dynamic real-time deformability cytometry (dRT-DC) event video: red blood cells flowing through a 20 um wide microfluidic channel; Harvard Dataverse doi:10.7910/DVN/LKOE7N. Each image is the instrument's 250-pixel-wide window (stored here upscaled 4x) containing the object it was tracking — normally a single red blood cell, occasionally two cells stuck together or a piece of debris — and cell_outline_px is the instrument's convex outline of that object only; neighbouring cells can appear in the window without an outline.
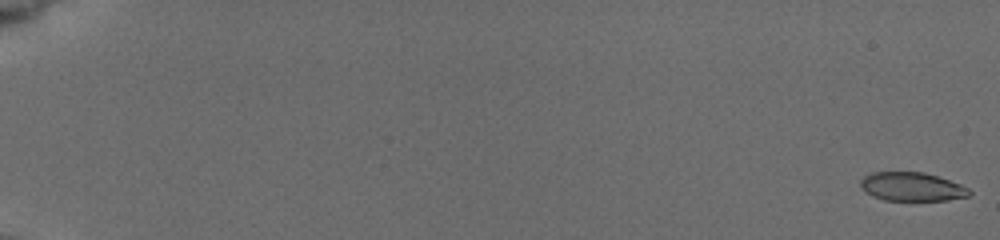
{"species": "common noctule bat (a hibernating species)", "species_latin": "Nyctalus noctula", "temperature_condition": "cold", "stored_images_in_passage": 38, "camera_frame_rate_fps": 3000, "um_per_image_px": 0.085, "animal": {"sex": "female", "body_mass_g": 19.5, "forearm_length_mm": 54.1}, "frame": {"image": 1, "passage_image": 1, "time_ms": 0.0, "image_size_px": [1000, 240], "cell_outline_px": [[972, 192], [968, 196], [948, 200], [884, 200], [872, 196], [860, 184], [860, 180], [864, 176], [872, 172], [924, 172], [960, 184], [968, 188]], "centroid_in_image_um": [77.51, 15.87], "position_along_channel_um": 7.5, "area_um2": 17.98}}
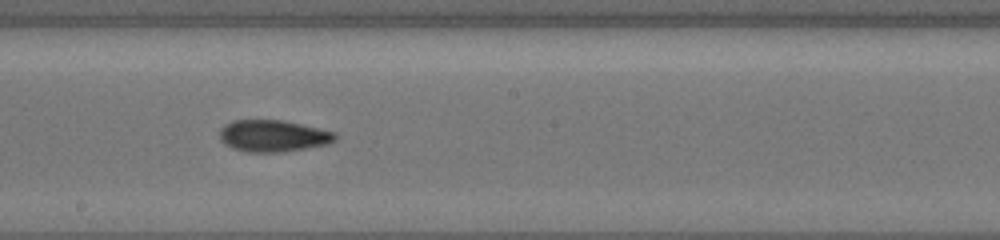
{"frame": {"image": 2, "passage_image": 22, "time_ms": 11.0, "image_size_px": [1000, 240], "cell_outline_px": [[336, 140], [328, 144], [284, 152], [244, 152], [232, 148], [224, 144], [220, 140], [220, 128], [224, 124], [232, 120], [284, 120], [336, 132]], "centroid_in_image_um": [23.19, 11.55], "position_along_channel_um": 225.0, "area_um2": 21.62}}
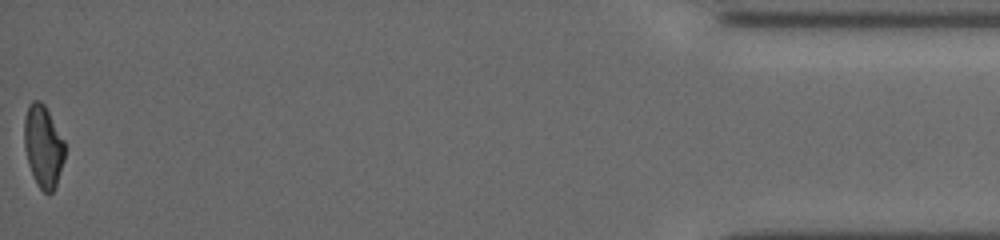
{"frame": {"image": 3, "passage_image": 38, "time_ms": 18.333, "image_size_px": [1000, 240], "cell_outline_px": [[64, 160], [56, 184], [52, 192], [48, 196], [36, 184], [28, 164], [24, 148], [24, 116], [28, 104], [32, 100], [40, 100], [44, 104], [64, 140]], "centroid_in_image_um": [3.65, 12.43], "position_along_channel_um": 431.6, "area_um2": 19.54}, "authors_computed_cell_mechanics": {"area_um2": 20.3456, "velocity_mm_per_s": 3.8797, "shape_relaxation_time_tau1_ms": 5.6144, "shape_relaxation_time_tau2_ms": 3.3473, "deformation_change_tau1": 0.1457, "deformation_change_tau2": 0.0742}}